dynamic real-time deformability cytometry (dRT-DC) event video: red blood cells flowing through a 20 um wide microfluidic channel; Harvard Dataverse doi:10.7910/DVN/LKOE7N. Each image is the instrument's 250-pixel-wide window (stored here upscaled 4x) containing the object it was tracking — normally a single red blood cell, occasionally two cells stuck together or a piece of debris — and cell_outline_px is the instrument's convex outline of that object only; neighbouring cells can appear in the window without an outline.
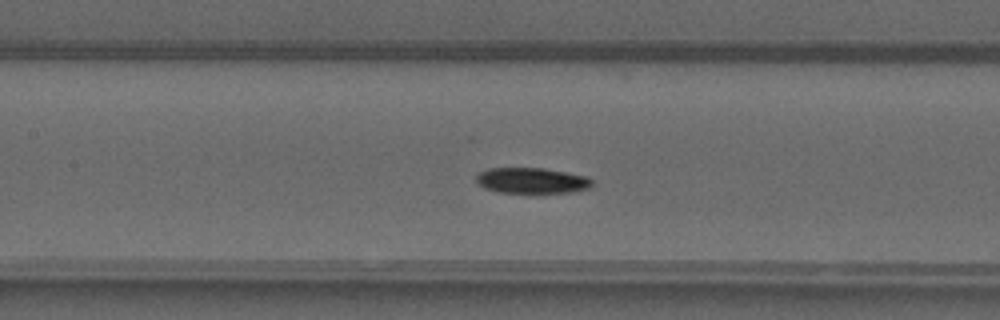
{"species": "common noctule bat (a hibernating species)", "species_latin": "Nyctalus noctula", "temperature_condition": "warm", "stored_images_in_passage": 46, "camera_frame_rate_fps": 3000, "um_per_image_px": 0.085, "animal": {"sex": "male", "forearm_length_mm": 52.5}, "frame": {"image": 1, "passage_image": 19, "time_ms": 6.0, "image_size_px": [1000, 320], "cell_outline_px": [[592, 184], [588, 188], [572, 192], [500, 192], [484, 188], [476, 180], [476, 176], [480, 172], [488, 168], [544, 168], [588, 176], [592, 180]], "centroid_in_image_um": [45.21, 15.33], "position_along_channel_um": 162.2, "area_um2": 17.17}}
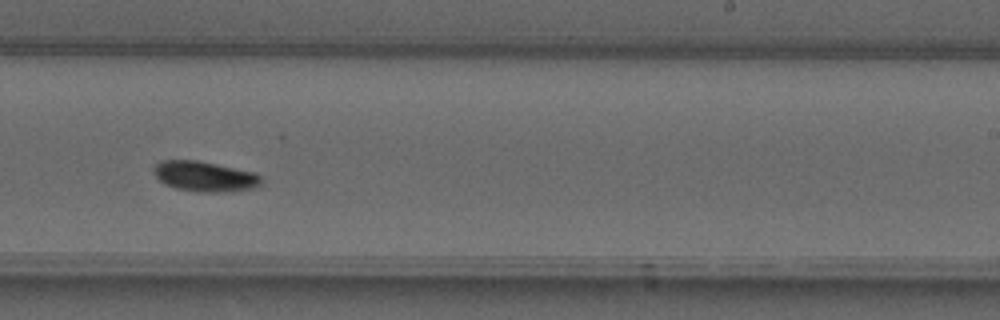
{"frame": {"image": 2, "passage_image": 27, "time_ms": 8.667, "image_size_px": [1000, 320], "cell_outline_px": [[264, 184], [256, 188], [232, 192], [196, 192], [176, 188], [164, 184], [152, 172], [152, 168], [156, 164], [164, 160], [196, 160], [256, 172], [264, 180]], "centroid_in_image_um": [17.46, 15.01], "position_along_channel_um": 271.5, "area_um2": 19.36}}
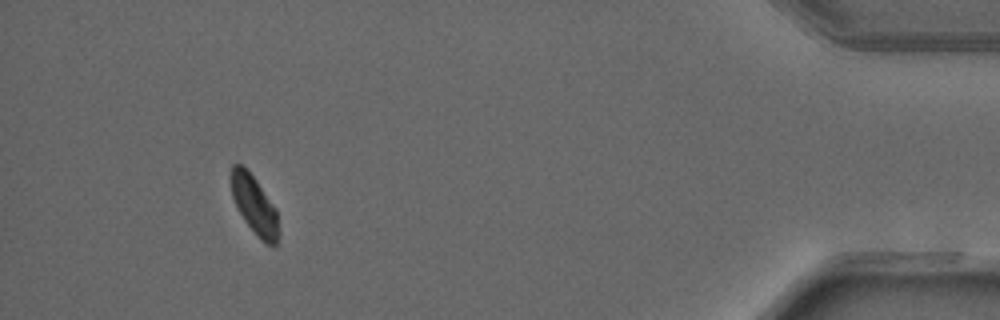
{"frame": {"image": 3, "passage_image": 42, "time_ms": 13.667, "image_size_px": [1000, 320], "cell_outline_px": [[276, 244], [272, 248], [260, 240], [256, 236], [244, 220], [232, 196], [228, 180], [232, 164], [240, 164], [256, 180], [276, 208]], "centroid_in_image_um": [21.56, 17.4], "position_along_channel_um": 413.6, "area_um2": 16.01}, "authors_computed_cell_mechanics": {"area_um2": 17.6579, "velocity_mm_per_s": 4.1314, "shape_relaxation_time_tau1_ms": 5.7302, "shape_relaxation_time_tau2_ms": null, "deformation_change_tau1": 0.1579, "deformation_change_tau2": null}}